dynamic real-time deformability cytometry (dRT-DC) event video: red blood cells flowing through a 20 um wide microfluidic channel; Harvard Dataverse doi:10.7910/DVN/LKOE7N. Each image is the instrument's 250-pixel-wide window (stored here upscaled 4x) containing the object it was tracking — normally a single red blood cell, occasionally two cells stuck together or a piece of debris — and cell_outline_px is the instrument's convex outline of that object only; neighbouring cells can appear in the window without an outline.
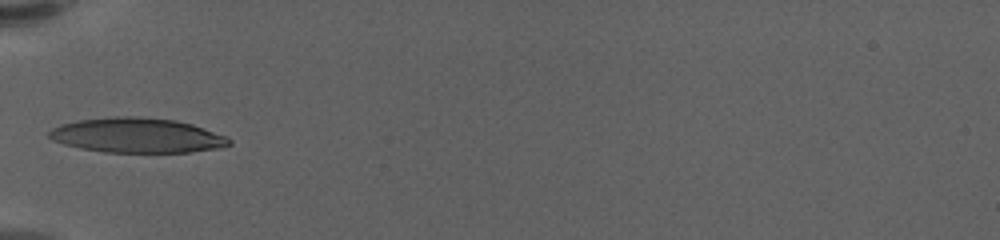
{"species": "human", "species_latin": "Homo sapiens", "temperature_condition": "warm", "stored_images_in_passage": 38, "camera_frame_rate_fps": 3000, "um_per_image_px": 0.085, "donor": {"sex": "female"}, "frame": {"image": 1, "passage_image": 1, "time_ms": 0.0, "image_size_px": [1000, 240], "cell_outline_px": [[232, 144], [220, 148], [192, 152], [104, 152], [80, 148], [64, 144], [52, 140], [48, 136], [48, 132], [52, 128], [60, 124], [76, 120], [112, 116], [136, 116], [176, 120], [192, 124], [224, 136], [232, 140]], "centroid_in_image_um": [11.62, 11.5], "position_along_channel_um": 73.4, "area_um2": 36.65}}
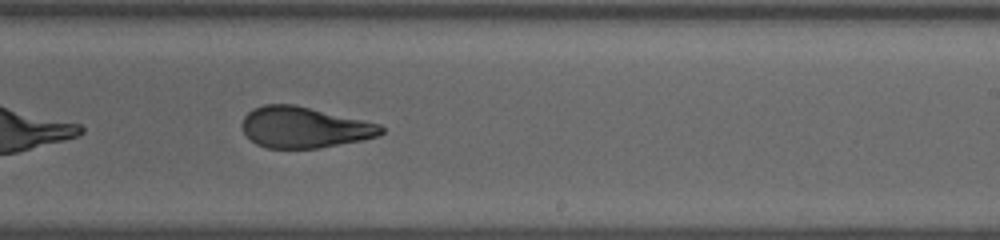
{"frame": {"image": 2, "passage_image": 17, "time_ms": 5.333, "image_size_px": [1000, 240], "cell_outline_px": [[384, 132], [380, 136], [320, 148], [268, 148], [256, 144], [244, 132], [240, 124], [244, 116], [252, 108], [264, 104], [292, 104], [380, 124], [384, 128]], "centroid_in_image_um": [25.83, 10.83], "position_along_channel_um": 263.2, "area_um2": 33.06}}
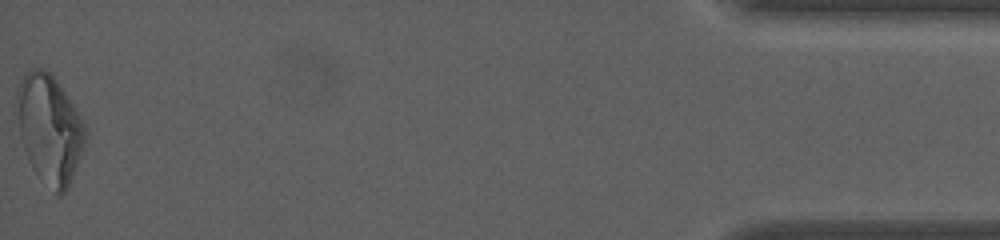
{"frame": {"image": 3, "passage_image": 38, "time_ms": 12.333, "image_size_px": [1000, 240], "cell_outline_px": [[88, 132], [80, 156], [68, 188], [60, 196], [32, 168], [28, 160], [20, 136], [20, 84], [24, 72], [32, 68], [44, 68], [56, 80], [80, 116]], "centroid_in_image_um": [4.25, 10.97], "position_along_channel_um": 430.9, "area_um2": 41.67}, "authors_computed_cell_mechanics": {"area_um2": 34.4777, "velocity_mm_per_s": 3.5856, "shape_relaxation_time_tau1_ms": null, "shape_relaxation_time_tau2_ms": 1.6079, "deformation_change_tau1": null, "deformation_change_tau2": 0.0977}}